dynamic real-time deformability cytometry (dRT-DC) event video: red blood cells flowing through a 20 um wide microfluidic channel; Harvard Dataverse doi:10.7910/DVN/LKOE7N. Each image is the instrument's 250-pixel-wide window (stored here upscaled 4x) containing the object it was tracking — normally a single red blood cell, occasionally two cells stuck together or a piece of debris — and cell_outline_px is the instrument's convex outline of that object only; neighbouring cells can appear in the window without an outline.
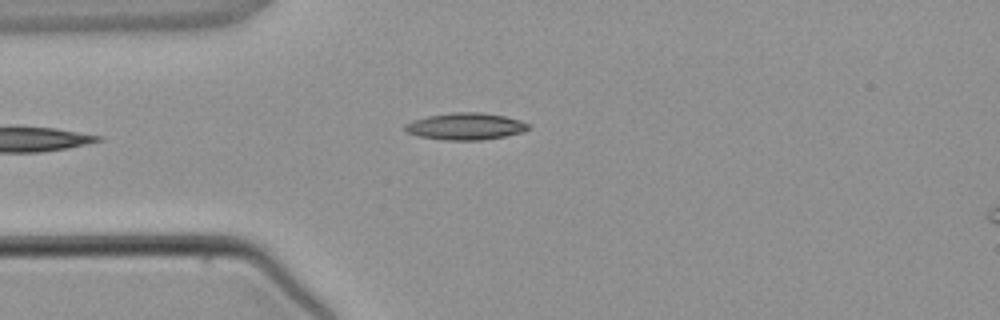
{"species": "common noctule bat (a hibernating species)", "species_latin": "Nyctalus noctula", "temperature_condition": "warm", "stored_images_in_passage": 3, "camera_frame_rate_fps": 3000, "um_per_image_px": 0.085, "animal": {"sex": "male", "body_mass_g": 21.5, "forearm_length_mm": 52.0}, "frame": {"image": 1, "passage_image": 3, "time_ms": 2.333, "image_size_px": [1000, 320], "cell_outline_px": [[532, 128], [524, 132], [504, 136], [480, 140], [444, 140], [420, 136], [408, 132], [404, 128], [404, 124], [412, 120], [428, 116], [452, 112], [484, 112], [504, 116], [520, 120], [532, 124]], "centroid_in_image_um": [39.62, 10.73], "position_along_channel_um": 45.4, "area_um2": 19.48}}